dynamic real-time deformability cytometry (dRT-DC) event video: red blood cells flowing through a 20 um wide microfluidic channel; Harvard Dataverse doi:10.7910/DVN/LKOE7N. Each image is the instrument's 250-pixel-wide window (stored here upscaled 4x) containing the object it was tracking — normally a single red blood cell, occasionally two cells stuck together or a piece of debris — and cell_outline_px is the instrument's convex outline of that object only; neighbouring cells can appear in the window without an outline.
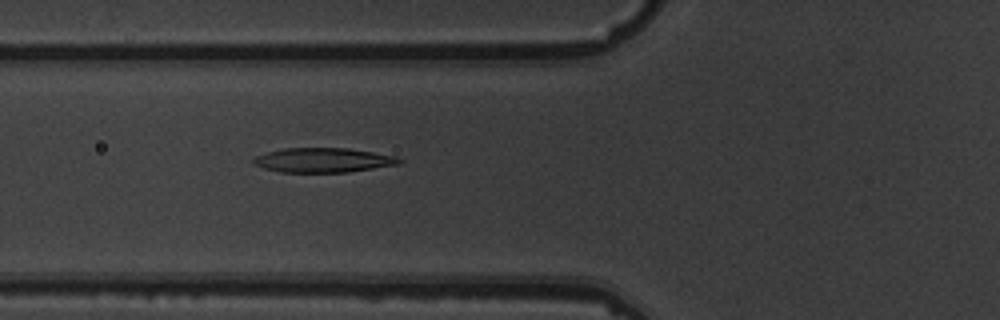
{"species": "common noctule bat (a hibernating species)", "species_latin": "Nyctalus noctula", "temperature_condition": "warm", "stored_images_in_passage": 6, "camera_frame_rate_fps": 3000, "um_per_image_px": 0.085, "animal": {"sex": "male", "body_mass_g": 19.5, "forearm_length_mm": 54.6}, "frame": {"image": 1, "passage_image": 6, "time_ms": 6.667, "image_size_px": [1000, 320], "cell_outline_px": [[404, 160], [400, 164], [348, 172], [280, 172], [264, 168], [252, 164], [252, 160], [256, 156], [268, 152], [284, 148], [348, 148], [396, 156]], "centroid_in_image_um": [27.48, 13.61], "position_along_channel_um": 98.3, "area_um2": 20.81}}